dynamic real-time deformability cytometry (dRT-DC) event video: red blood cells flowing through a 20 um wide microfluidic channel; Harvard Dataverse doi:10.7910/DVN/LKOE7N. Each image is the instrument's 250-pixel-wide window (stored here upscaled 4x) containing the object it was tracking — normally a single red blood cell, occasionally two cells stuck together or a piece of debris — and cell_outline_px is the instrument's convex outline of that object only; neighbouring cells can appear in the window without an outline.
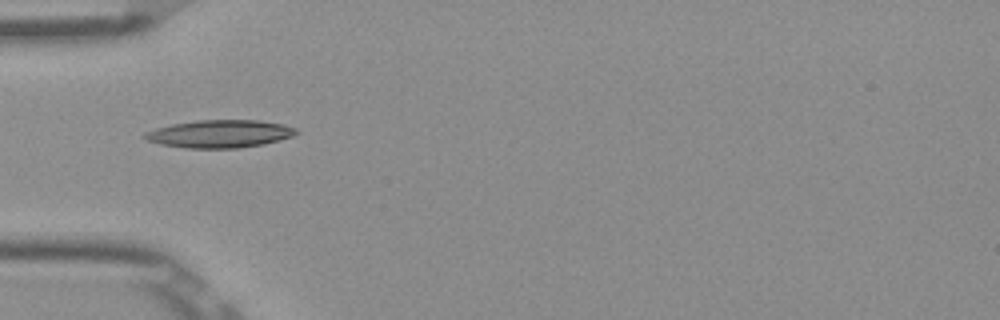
{"species": "Egyptian fruit bat (a non-hibernating species)", "species_latin": "Rousettus aegyptiacus", "temperature_condition": "room temperature", "stored_images_in_passage": 35, "camera_frame_rate_fps": 3000, "um_per_image_px": 0.085, "frame": {"image": 1, "passage_image": 2, "time_ms": 0.333, "image_size_px": [1000, 320], "cell_outline_px": [[300, 132], [292, 136], [264, 144], [236, 148], [188, 148], [160, 144], [148, 140], [140, 136], [144, 132], [156, 128], [172, 124], [196, 120], [260, 120], [284, 124], [296, 128]], "centroid_in_image_um": [18.68, 11.37], "position_along_channel_um": 66.3, "area_um2": 24.57}}
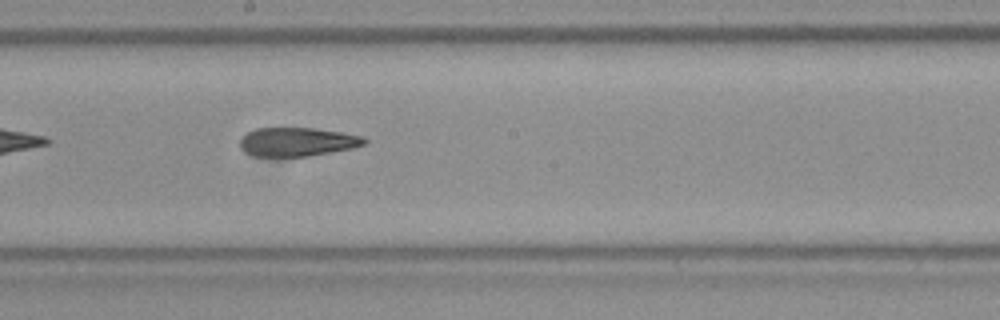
{"frame": {"image": 2, "passage_image": 14, "time_ms": 4.333, "image_size_px": [1000, 320], "cell_outline_px": [[368, 140], [364, 144], [352, 148], [308, 156], [252, 156], [244, 152], [240, 148], [240, 136], [256, 128], [316, 128], [364, 136]], "centroid_in_image_um": [25.23, 12.05], "position_along_channel_um": 223.0, "area_um2": 20.92}}
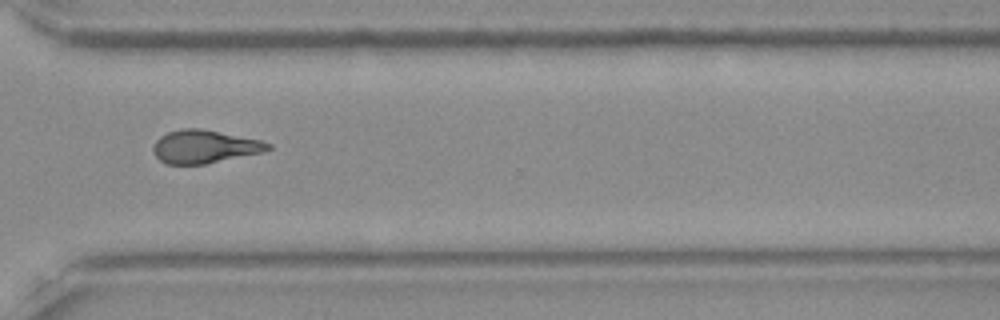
{"frame": {"image": 3, "passage_image": 24, "time_ms": 7.667, "image_size_px": [1000, 320], "cell_outline_px": [[272, 148], [264, 152], [204, 164], [164, 164], [152, 152], [152, 148], [156, 140], [160, 136], [168, 132], [180, 128], [200, 128], [260, 140], [272, 144]], "centroid_in_image_um": [17.36, 12.46], "position_along_channel_um": 353.2, "area_um2": 22.2}, "authors_computed_cell_mechanics": {"area_um2": 22.0218, "velocity_mm_per_s": 3.9088, "shape_relaxation_time_tau1_ms": null, "shape_relaxation_time_tau2_ms": 5.4192, "deformation_change_tau1": null, "deformation_change_tau2": 0.1591}}